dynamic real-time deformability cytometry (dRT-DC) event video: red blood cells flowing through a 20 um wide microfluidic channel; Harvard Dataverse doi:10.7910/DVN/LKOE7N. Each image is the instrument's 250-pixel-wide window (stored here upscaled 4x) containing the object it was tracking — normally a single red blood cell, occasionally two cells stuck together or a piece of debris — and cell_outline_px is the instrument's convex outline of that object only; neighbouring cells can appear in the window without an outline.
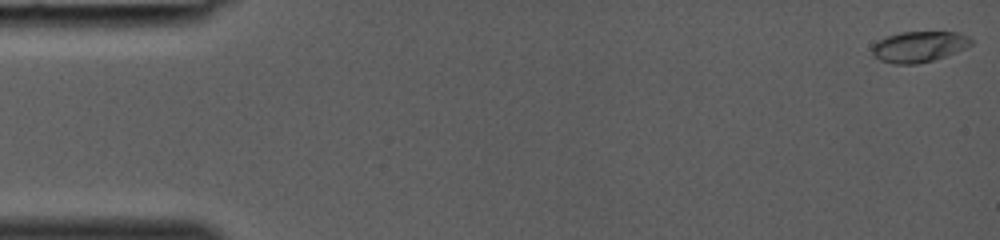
{"species": "common noctule bat (a hibernating species)", "species_latin": "Nyctalus noctula", "temperature_condition": "room temperature", "stored_images_in_passage": 11, "camera_frame_rate_fps": 3000, "um_per_image_px": 0.085, "animal": {"sex": "female", "body_mass_g": 19.0, "forearm_length_mm": 53.3}, "frame": {"image": 1, "passage_image": 1, "time_ms": 0.0, "image_size_px": [1000, 240], "cell_outline_px": [[972, 44], [956, 52], [932, 60], [916, 64], [896, 64], [880, 60], [872, 52], [872, 44], [888, 36], [900, 32], [960, 32], [968, 36], [972, 40]], "centroid_in_image_um": [78.12, 3.96], "position_along_channel_um": 6.9, "area_um2": 17.57}}
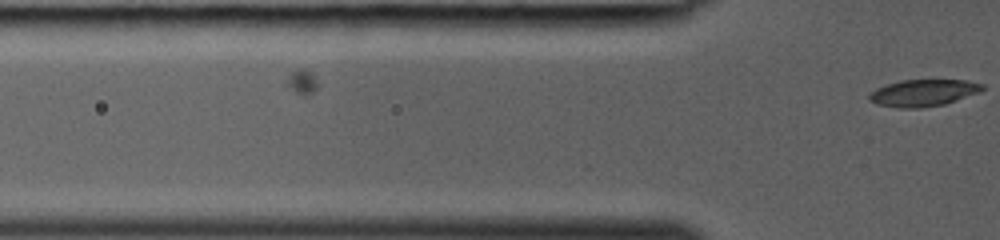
{"frame": {"image": 2, "passage_image": 11, "time_ms": 3.333, "image_size_px": [1000, 240], "cell_outline_px": [[984, 88], [980, 92], [944, 104], [920, 108], [900, 108], [876, 104], [868, 100], [868, 96], [876, 88], [900, 80], [964, 80], [984, 84]], "centroid_in_image_um": [78.47, 7.89], "position_along_channel_um": 47.3, "area_um2": 17.63}}